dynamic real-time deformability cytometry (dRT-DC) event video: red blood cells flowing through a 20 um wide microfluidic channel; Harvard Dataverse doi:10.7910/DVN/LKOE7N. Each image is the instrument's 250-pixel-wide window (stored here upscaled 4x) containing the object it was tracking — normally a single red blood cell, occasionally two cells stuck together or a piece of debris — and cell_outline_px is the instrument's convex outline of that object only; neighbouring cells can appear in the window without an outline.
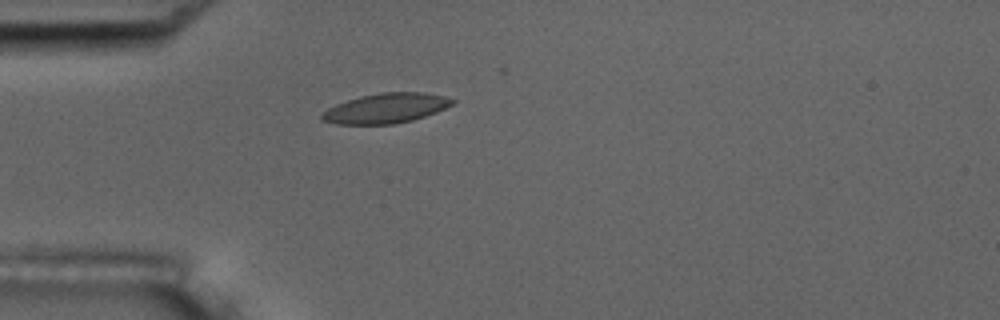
{"species": "common noctule bat (a hibernating species)", "species_latin": "Nyctalus noctula", "temperature_condition": "room temperature", "stored_images_in_passage": 4, "camera_frame_rate_fps": 3000, "um_per_image_px": 0.085, "animal": {"sex": "male", "body_mass_g": 17.5, "forearm_length_mm": 52.3}, "frame": {"image": 1, "passage_image": 4, "time_ms": 3.667, "image_size_px": [1000, 320], "cell_outline_px": [[456, 100], [452, 104], [436, 112], [412, 120], [392, 124], [336, 124], [320, 120], [320, 116], [328, 108], [336, 104], [360, 96], [380, 92], [424, 92], [444, 96]], "centroid_in_image_um": [32.78, 9.19], "position_along_channel_um": 52.2, "area_um2": 22.6}}